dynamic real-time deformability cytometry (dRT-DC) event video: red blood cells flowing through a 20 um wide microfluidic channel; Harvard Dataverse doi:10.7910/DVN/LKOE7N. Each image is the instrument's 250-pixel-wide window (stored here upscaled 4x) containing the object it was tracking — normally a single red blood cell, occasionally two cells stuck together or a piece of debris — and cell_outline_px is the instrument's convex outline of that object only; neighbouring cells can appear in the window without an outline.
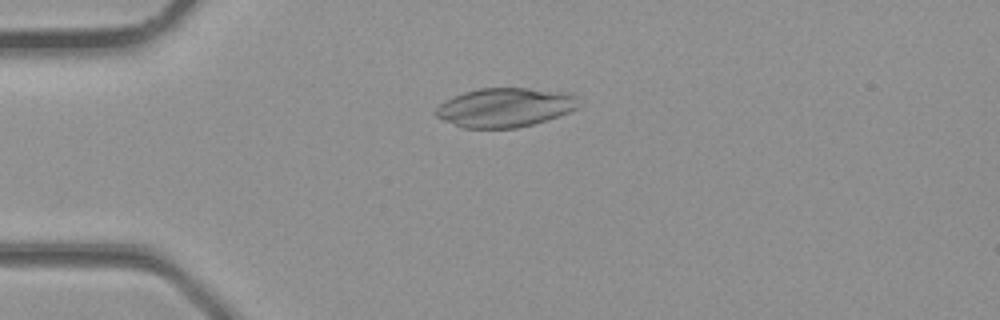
{"species": "common noctule bat (a hibernating species)", "species_latin": "Nyctalus noctula", "temperature_condition": "room temperature", "stored_images_in_passage": 2, "camera_frame_rate_fps": 3000, "um_per_image_px": 0.085, "animal": {"sex": "male", "body_mass_g": 23.1, "forearm_length_mm": 52.7}, "frame": {"image": 1, "passage_image": 1, "time_ms": 0.0, "image_size_px": [1000, 320], "cell_outline_px": [[580, 108], [532, 124], [516, 128], [464, 128], [444, 120], [436, 116], [432, 112], [444, 100], [452, 96], [464, 92], [480, 88], [528, 88], [572, 92], [580, 96]], "centroid_in_image_um": [42.96, 9.11], "position_along_channel_um": 42.0, "area_um2": 32.95}}
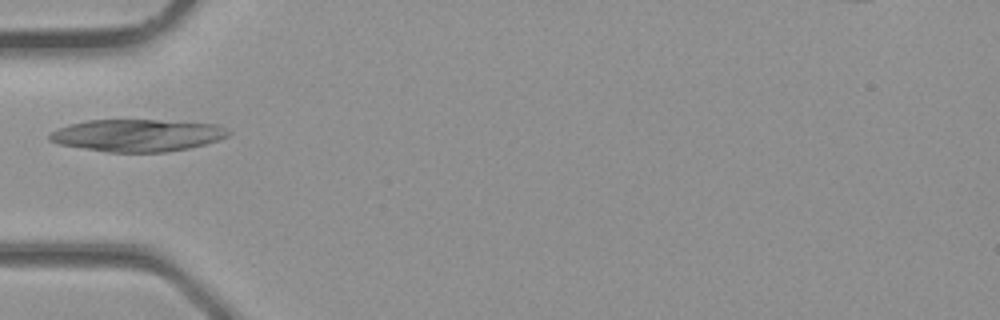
{"frame": {"image": 2, "passage_image": 2, "time_ms": 0.333, "image_size_px": [1000, 320], "cell_outline_px": [[232, 132], [228, 136], [220, 140], [188, 148], [168, 152], [108, 152], [60, 144], [48, 140], [48, 136], [52, 132], [60, 128], [72, 124], [88, 120], [156, 120], [216, 124]], "centroid_in_image_um": [11.71, 11.51], "position_along_channel_um": 73.3, "area_um2": 33.29}}